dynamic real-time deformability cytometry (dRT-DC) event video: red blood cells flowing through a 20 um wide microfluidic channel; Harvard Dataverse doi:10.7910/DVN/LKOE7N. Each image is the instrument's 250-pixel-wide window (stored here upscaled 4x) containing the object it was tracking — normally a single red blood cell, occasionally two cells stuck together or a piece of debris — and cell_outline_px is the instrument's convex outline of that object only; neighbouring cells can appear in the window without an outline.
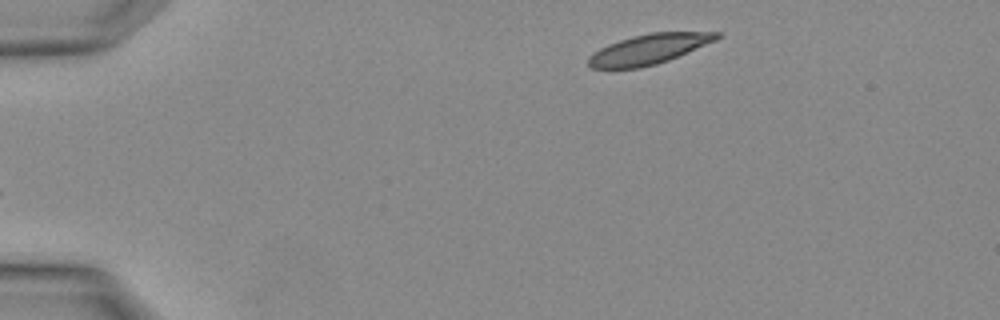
{"species": "Egyptian fruit bat (a non-hibernating species)", "species_latin": "Rousettus aegyptiacus", "temperature_condition": "warm", "stored_images_in_passage": 3, "segment_of_instrument_passage": [1, 2], "camera_frame_rate_fps": 3000, "um_per_image_px": 0.085, "animal": {"sex": "female"}, "frame": {"image": 1, "passage_image": 1, "time_ms": 0.0, "image_size_px": [1000, 320], "cell_outline_px": [[720, 36], [716, 40], [668, 60], [656, 64], [640, 68], [588, 68], [588, 56], [600, 48], [608, 44], [620, 40], [652, 32], [720, 32]], "centroid_in_image_um": [55.12, 4.19], "position_along_channel_um": 29.9, "area_um2": 22.14}}